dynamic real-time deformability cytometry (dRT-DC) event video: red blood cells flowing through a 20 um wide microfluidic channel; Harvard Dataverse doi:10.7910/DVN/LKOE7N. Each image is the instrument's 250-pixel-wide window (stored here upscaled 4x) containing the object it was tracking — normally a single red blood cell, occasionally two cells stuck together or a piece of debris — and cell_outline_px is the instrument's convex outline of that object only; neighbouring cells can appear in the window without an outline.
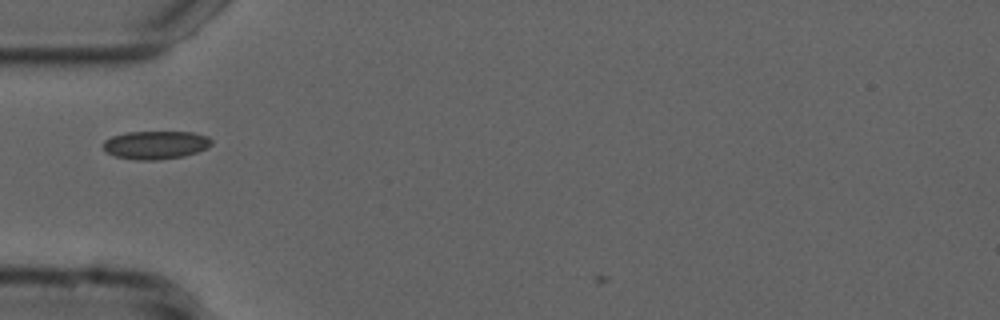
{"species": "common noctule bat (a hibernating species)", "species_latin": "Nyctalus noctula", "temperature_condition": "cold", "stored_images_in_passage": 6, "camera_frame_rate_fps": 3000, "um_per_image_px": 0.085, "animal": {"sex": "male", "forearm_length_mm": 52.5}, "frame": {"image": 1, "passage_image": 3, "time_ms": 0.667, "image_size_px": [1000, 320], "cell_outline_px": [[212, 144], [208, 148], [184, 156], [156, 160], [136, 160], [116, 156], [108, 152], [104, 148], [104, 140], [112, 136], [124, 132], [192, 132], [208, 136], [212, 140]], "centroid_in_image_um": [13.26, 12.31], "position_along_channel_um": 71.7, "area_um2": 17.8}}